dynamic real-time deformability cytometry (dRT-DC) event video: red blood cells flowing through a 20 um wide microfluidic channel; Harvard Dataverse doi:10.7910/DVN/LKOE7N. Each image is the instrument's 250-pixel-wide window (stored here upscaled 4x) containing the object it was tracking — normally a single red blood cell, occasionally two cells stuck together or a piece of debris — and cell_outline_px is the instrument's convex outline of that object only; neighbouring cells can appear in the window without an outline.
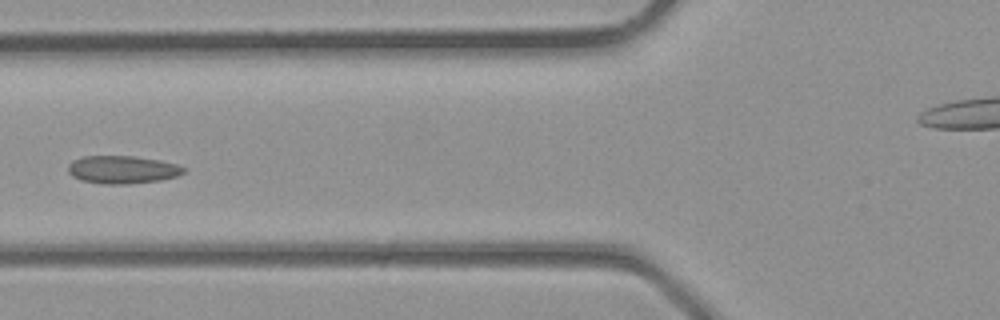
{"species": "common noctule bat (a hibernating species)", "species_latin": "Nyctalus noctula", "temperature_condition": "room temperature", "stored_images_in_passage": 5, "segment_of_instrument_passage": [1, 2], "camera_frame_rate_fps": 3000, "um_per_image_px": 0.085, "animal": {"sex": "male", "body_mass_g": 23.1, "forearm_length_mm": 52.7}, "frame": {"image": 1, "passage_image": 4, "time_ms": 1.0, "image_size_px": [1000, 320], "cell_outline_px": [[188, 168], [184, 172], [176, 176], [160, 180], [128, 184], [104, 184], [80, 180], [72, 176], [68, 172], [68, 164], [72, 160], [84, 156], [132, 156], [160, 160], [176, 164]], "centroid_in_image_um": [10.39, 14.42], "position_along_channel_um": 115.4, "area_um2": 18.84}}